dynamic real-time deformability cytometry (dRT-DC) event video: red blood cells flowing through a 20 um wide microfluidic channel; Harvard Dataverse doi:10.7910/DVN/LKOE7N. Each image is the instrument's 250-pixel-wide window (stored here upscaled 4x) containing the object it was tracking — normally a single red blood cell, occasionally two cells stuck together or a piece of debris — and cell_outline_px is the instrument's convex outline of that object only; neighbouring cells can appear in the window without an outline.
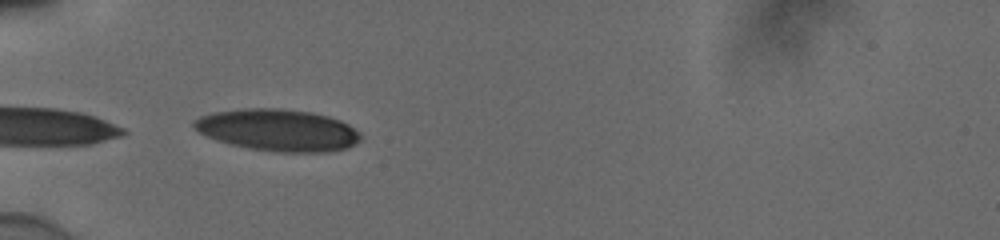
{"species": "human", "species_latin": "Homo sapiens", "temperature_condition": "cold", "stored_images_in_passage": 24, "camera_frame_rate_fps": 3000, "um_per_image_px": 0.085, "donor": {"sex": "male"}, "frame": {"image": 1, "passage_image": 1, "time_ms": 0.0, "image_size_px": [1000, 240], "cell_outline_px": [[360, 140], [356, 144], [348, 148], [328, 152], [280, 152], [248, 148], [232, 144], [208, 136], [200, 132], [192, 124], [192, 120], [200, 116], [212, 112], [240, 108], [280, 108], [312, 112], [328, 116], [340, 120], [348, 124], [360, 132]], "centroid_in_image_um": [23.65, 11.05], "position_along_channel_um": 61.4, "area_um2": 40.75}}
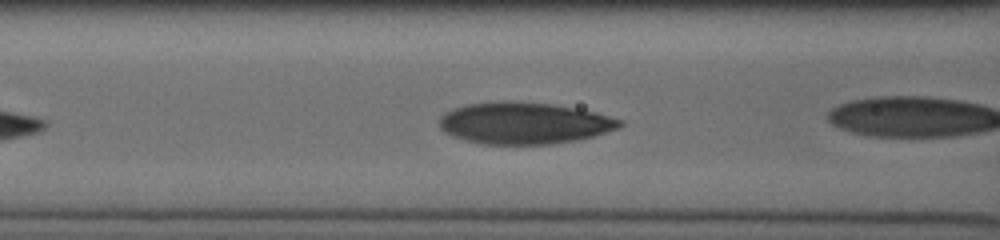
{"frame": {"image": 2, "passage_image": 4, "time_ms": 1.0, "image_size_px": [1000, 240], "cell_outline_px": [[624, 124], [620, 128], [592, 136], [576, 140], [552, 144], [480, 144], [464, 140], [452, 136], [444, 132], [440, 128], [440, 116], [444, 112], [452, 108], [468, 104], [504, 100], [548, 104], [576, 108], [596, 112], [624, 120]], "centroid_in_image_um": [44.54, 10.47], "position_along_channel_um": 122.1, "area_um2": 44.04}}